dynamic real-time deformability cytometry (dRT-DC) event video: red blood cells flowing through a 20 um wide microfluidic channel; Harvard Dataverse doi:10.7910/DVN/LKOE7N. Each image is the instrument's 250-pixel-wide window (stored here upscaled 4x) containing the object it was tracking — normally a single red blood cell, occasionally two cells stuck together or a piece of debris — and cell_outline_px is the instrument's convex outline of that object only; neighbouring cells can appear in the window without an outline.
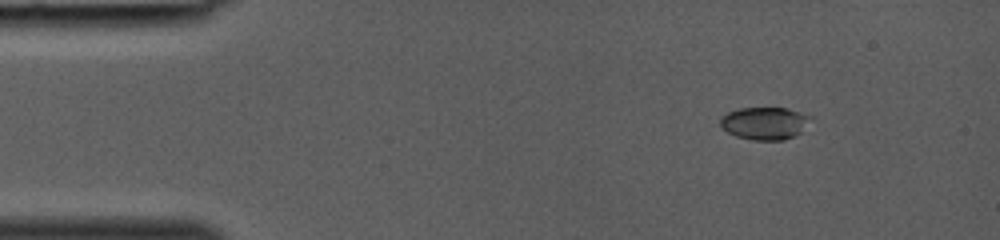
{"species": "common noctule bat (a hibernating species)", "species_latin": "Nyctalus noctula", "temperature_condition": "room temperature", "stored_images_in_passage": 27, "camera_frame_rate_fps": 3000, "um_per_image_px": 0.085, "animal": {"sex": "female", "body_mass_g": 19.0, "forearm_length_mm": 53.3}, "frame": {"image": 1, "passage_image": 2, "time_ms": 0.333, "image_size_px": [1000, 240], "cell_outline_px": [[812, 116], [800, 132], [796, 136], [784, 140], [752, 140], [736, 136], [720, 128], [720, 116], [728, 112], [740, 108], [788, 108]], "centroid_in_image_um": [64.96, 10.48], "position_along_channel_um": 20.0, "area_um2": 17.17}}
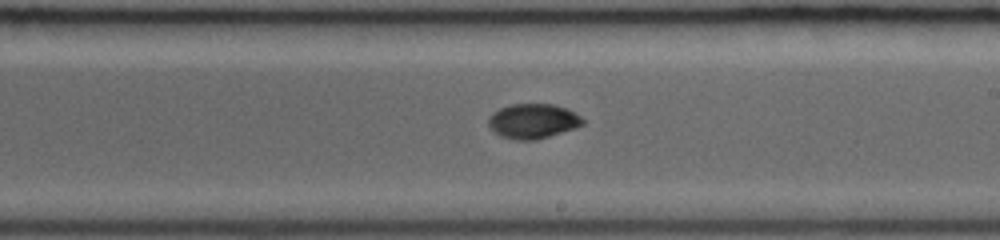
{"frame": {"image": 2, "passage_image": 13, "time_ms": 4.0, "image_size_px": [1000, 240], "cell_outline_px": [[584, 124], [576, 128], [536, 140], [516, 140], [500, 136], [488, 124], [488, 116], [492, 112], [508, 104], [552, 104], [576, 112], [584, 120]], "centroid_in_image_um": [45.3, 10.29], "position_along_channel_um": 243.7, "area_um2": 19.19}}
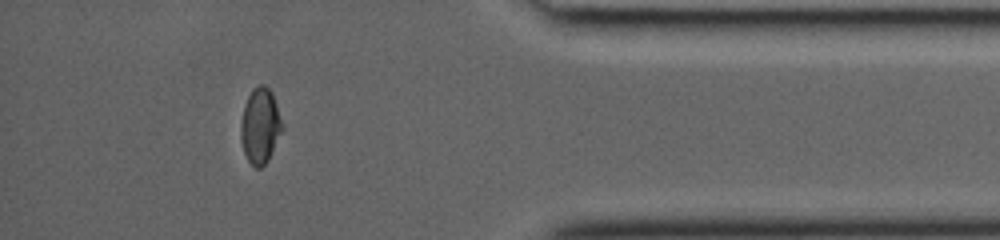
{"frame": {"image": 3, "passage_image": 23, "time_ms": 7.333, "image_size_px": [1000, 240], "cell_outline_px": [[284, 128], [268, 160], [260, 168], [256, 168], [248, 160], [244, 152], [240, 136], [240, 124], [244, 104], [252, 88], [260, 84], [264, 84], [272, 92]], "centroid_in_image_um": [22.11, 10.67], "position_along_channel_um": 413.1, "area_um2": 18.26}}